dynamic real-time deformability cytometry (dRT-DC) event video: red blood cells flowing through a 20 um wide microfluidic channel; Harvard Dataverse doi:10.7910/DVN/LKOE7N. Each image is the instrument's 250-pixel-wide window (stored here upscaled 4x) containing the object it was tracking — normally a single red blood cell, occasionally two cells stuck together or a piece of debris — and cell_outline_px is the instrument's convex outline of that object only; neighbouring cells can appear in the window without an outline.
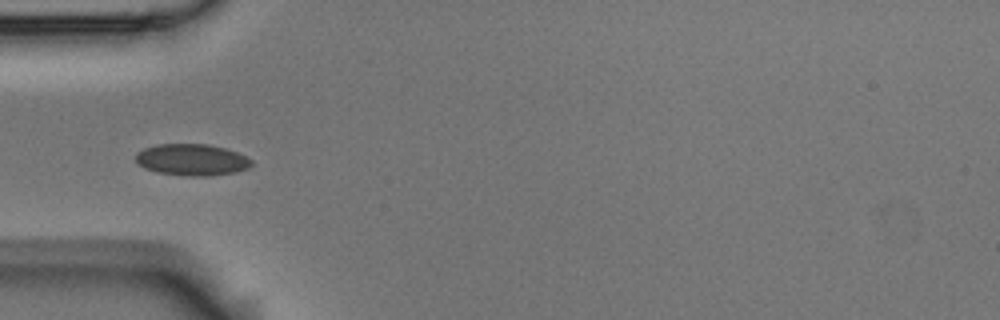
{"species": "Egyptian fruit bat (a non-hibernating species)", "species_latin": "Rousettus aegyptiacus", "temperature_condition": "room temperature", "stored_images_in_passage": 13, "camera_frame_rate_fps": 3000, "um_per_image_px": 0.085, "animal": {"sex": "male"}, "frame": {"image": 1, "passage_image": 3, "time_ms": 0.667, "image_size_px": [1000, 320], "cell_outline_px": [[252, 164], [248, 168], [236, 172], [212, 176], [184, 176], [156, 172], [144, 168], [136, 160], [136, 152], [144, 148], [156, 144], [208, 144], [224, 148], [236, 152], [252, 160]], "centroid_in_image_um": [16.29, 13.59], "position_along_channel_um": 68.7, "area_um2": 21.39}}
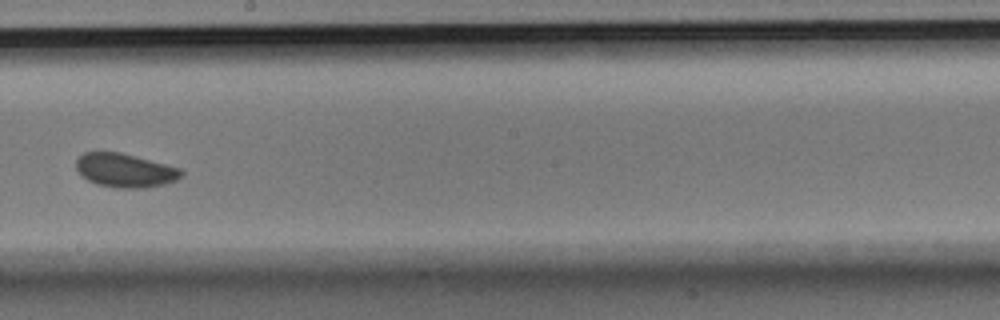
{"frame": {"image": 2, "passage_image": 7, "time_ms": 2.0, "image_size_px": [1000, 320], "cell_outline_px": [[184, 176], [176, 180], [164, 184], [144, 188], [116, 188], [96, 184], [88, 180], [76, 168], [76, 160], [84, 152], [120, 152], [180, 168], [184, 172]], "centroid_in_image_um": [10.65, 14.49], "position_along_channel_um": 237.5, "area_um2": 20.63}}
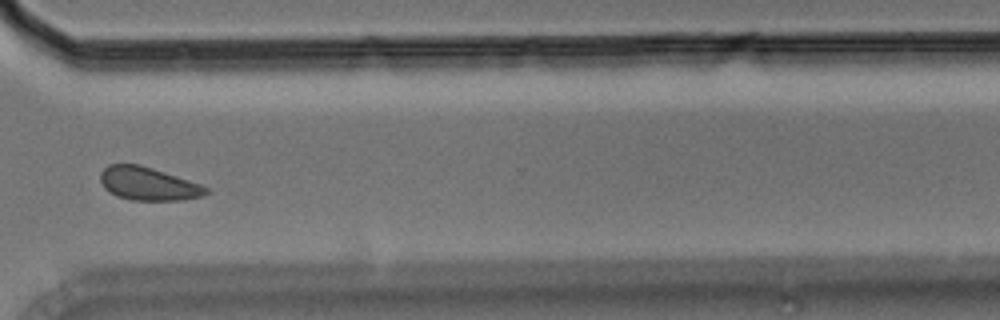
{"frame": {"image": 3, "passage_image": 10, "time_ms": 3.0, "image_size_px": [1000, 320], "cell_outline_px": [[208, 192], [204, 196], [184, 200], [132, 200], [116, 196], [108, 192], [104, 188], [100, 180], [100, 172], [108, 164], [140, 164], [200, 184], [208, 188]], "centroid_in_image_um": [12.57, 15.62], "position_along_channel_um": 358.0, "area_um2": 20.46}}